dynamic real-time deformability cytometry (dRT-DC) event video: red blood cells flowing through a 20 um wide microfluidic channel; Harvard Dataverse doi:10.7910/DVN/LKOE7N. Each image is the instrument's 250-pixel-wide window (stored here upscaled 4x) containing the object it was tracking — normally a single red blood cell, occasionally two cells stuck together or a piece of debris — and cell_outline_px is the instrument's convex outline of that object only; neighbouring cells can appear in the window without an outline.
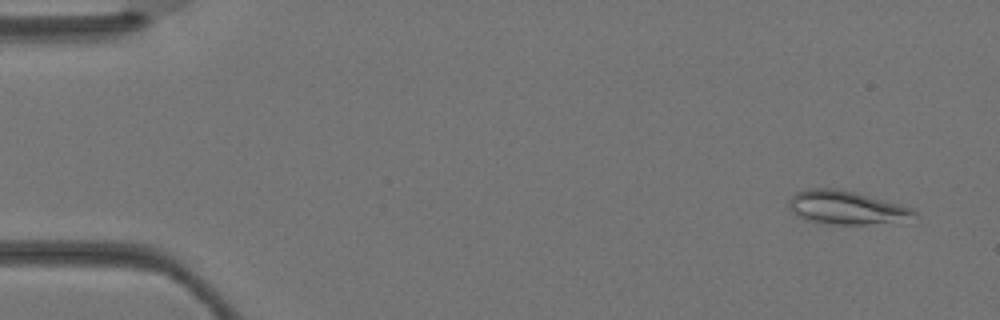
{"species": "Egyptian fruit bat (a non-hibernating species)", "species_latin": "Rousettus aegyptiacus", "temperature_condition": "warm", "stored_images_in_passage": 3, "camera_frame_rate_fps": 3000, "um_per_image_px": 0.085, "animal": {"sex": "female"}, "frame": {"image": 1, "passage_image": 1, "time_ms": 0.0, "image_size_px": [1000, 320], "cell_outline_px": [[920, 212], [916, 216], [864, 224], [836, 224], [812, 220], [800, 216], [792, 212], [788, 208], [788, 200], [796, 192], [808, 188], [836, 188], [856, 192], [900, 204], [912, 208]], "centroid_in_image_um": [71.87, 17.6], "position_along_channel_um": 13.1, "area_um2": 23.76}}